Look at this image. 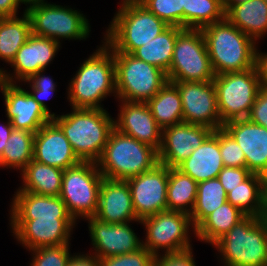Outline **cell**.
I'll return each mask as SVG.
<instances>
[{
  "instance_id": "41",
  "label": "cell",
  "mask_w": 267,
  "mask_h": 266,
  "mask_svg": "<svg viewBox=\"0 0 267 266\" xmlns=\"http://www.w3.org/2000/svg\"><path fill=\"white\" fill-rule=\"evenodd\" d=\"M100 266H154L155 256L142 247L138 251L99 259Z\"/></svg>"
},
{
  "instance_id": "33",
  "label": "cell",
  "mask_w": 267,
  "mask_h": 266,
  "mask_svg": "<svg viewBox=\"0 0 267 266\" xmlns=\"http://www.w3.org/2000/svg\"><path fill=\"white\" fill-rule=\"evenodd\" d=\"M198 183L178 168H169L167 210L191 214Z\"/></svg>"
},
{
  "instance_id": "34",
  "label": "cell",
  "mask_w": 267,
  "mask_h": 266,
  "mask_svg": "<svg viewBox=\"0 0 267 266\" xmlns=\"http://www.w3.org/2000/svg\"><path fill=\"white\" fill-rule=\"evenodd\" d=\"M225 202L227 193L218 178L198 182L196 202L190 214L194 229Z\"/></svg>"
},
{
  "instance_id": "32",
  "label": "cell",
  "mask_w": 267,
  "mask_h": 266,
  "mask_svg": "<svg viewBox=\"0 0 267 266\" xmlns=\"http://www.w3.org/2000/svg\"><path fill=\"white\" fill-rule=\"evenodd\" d=\"M31 34V21L25 11L22 17L0 18V59L10 65Z\"/></svg>"
},
{
  "instance_id": "1",
  "label": "cell",
  "mask_w": 267,
  "mask_h": 266,
  "mask_svg": "<svg viewBox=\"0 0 267 266\" xmlns=\"http://www.w3.org/2000/svg\"><path fill=\"white\" fill-rule=\"evenodd\" d=\"M81 64L68 84L71 108L103 109L101 102L116 93L113 51L104 43Z\"/></svg>"
},
{
  "instance_id": "24",
  "label": "cell",
  "mask_w": 267,
  "mask_h": 266,
  "mask_svg": "<svg viewBox=\"0 0 267 266\" xmlns=\"http://www.w3.org/2000/svg\"><path fill=\"white\" fill-rule=\"evenodd\" d=\"M10 219L72 218L60 196L15 191Z\"/></svg>"
},
{
  "instance_id": "43",
  "label": "cell",
  "mask_w": 267,
  "mask_h": 266,
  "mask_svg": "<svg viewBox=\"0 0 267 266\" xmlns=\"http://www.w3.org/2000/svg\"><path fill=\"white\" fill-rule=\"evenodd\" d=\"M193 250L180 253H161L155 256L154 266H196Z\"/></svg>"
},
{
  "instance_id": "3",
  "label": "cell",
  "mask_w": 267,
  "mask_h": 266,
  "mask_svg": "<svg viewBox=\"0 0 267 266\" xmlns=\"http://www.w3.org/2000/svg\"><path fill=\"white\" fill-rule=\"evenodd\" d=\"M70 113L52 120L61 128L81 161L97 162L114 127L106 109L71 108Z\"/></svg>"
},
{
  "instance_id": "10",
  "label": "cell",
  "mask_w": 267,
  "mask_h": 266,
  "mask_svg": "<svg viewBox=\"0 0 267 266\" xmlns=\"http://www.w3.org/2000/svg\"><path fill=\"white\" fill-rule=\"evenodd\" d=\"M217 105L221 122L248 117L261 88L258 66L249 70L215 75Z\"/></svg>"
},
{
  "instance_id": "21",
  "label": "cell",
  "mask_w": 267,
  "mask_h": 266,
  "mask_svg": "<svg viewBox=\"0 0 267 266\" xmlns=\"http://www.w3.org/2000/svg\"><path fill=\"white\" fill-rule=\"evenodd\" d=\"M119 101L120 112L114 120L115 129L158 151L162 143V128L156 123L147 103Z\"/></svg>"
},
{
  "instance_id": "51",
  "label": "cell",
  "mask_w": 267,
  "mask_h": 266,
  "mask_svg": "<svg viewBox=\"0 0 267 266\" xmlns=\"http://www.w3.org/2000/svg\"><path fill=\"white\" fill-rule=\"evenodd\" d=\"M263 218L267 222V188H266V194H265V212H264Z\"/></svg>"
},
{
  "instance_id": "29",
  "label": "cell",
  "mask_w": 267,
  "mask_h": 266,
  "mask_svg": "<svg viewBox=\"0 0 267 266\" xmlns=\"http://www.w3.org/2000/svg\"><path fill=\"white\" fill-rule=\"evenodd\" d=\"M246 214L228 201L207 216L196 228L195 236L201 242L213 245Z\"/></svg>"
},
{
  "instance_id": "46",
  "label": "cell",
  "mask_w": 267,
  "mask_h": 266,
  "mask_svg": "<svg viewBox=\"0 0 267 266\" xmlns=\"http://www.w3.org/2000/svg\"><path fill=\"white\" fill-rule=\"evenodd\" d=\"M22 0H0V18L15 17L18 15V9Z\"/></svg>"
},
{
  "instance_id": "39",
  "label": "cell",
  "mask_w": 267,
  "mask_h": 266,
  "mask_svg": "<svg viewBox=\"0 0 267 266\" xmlns=\"http://www.w3.org/2000/svg\"><path fill=\"white\" fill-rule=\"evenodd\" d=\"M44 71V69L40 70L38 73L31 76L27 81H24V83L26 82L27 85H30L29 87H31L32 91H28V93L51 117H54L56 114L54 112L51 113L49 107L44 101L46 97L49 98V96L55 92L57 83H55L51 77L44 75Z\"/></svg>"
},
{
  "instance_id": "25",
  "label": "cell",
  "mask_w": 267,
  "mask_h": 266,
  "mask_svg": "<svg viewBox=\"0 0 267 266\" xmlns=\"http://www.w3.org/2000/svg\"><path fill=\"white\" fill-rule=\"evenodd\" d=\"M177 168L197 183L217 178L224 168L219 148V129L214 130Z\"/></svg>"
},
{
  "instance_id": "50",
  "label": "cell",
  "mask_w": 267,
  "mask_h": 266,
  "mask_svg": "<svg viewBox=\"0 0 267 266\" xmlns=\"http://www.w3.org/2000/svg\"><path fill=\"white\" fill-rule=\"evenodd\" d=\"M6 83L5 77H4V69L0 68V90H2L3 85Z\"/></svg>"
},
{
  "instance_id": "45",
  "label": "cell",
  "mask_w": 267,
  "mask_h": 266,
  "mask_svg": "<svg viewBox=\"0 0 267 266\" xmlns=\"http://www.w3.org/2000/svg\"><path fill=\"white\" fill-rule=\"evenodd\" d=\"M67 266H100L99 258L92 253L72 255Z\"/></svg>"
},
{
  "instance_id": "37",
  "label": "cell",
  "mask_w": 267,
  "mask_h": 266,
  "mask_svg": "<svg viewBox=\"0 0 267 266\" xmlns=\"http://www.w3.org/2000/svg\"><path fill=\"white\" fill-rule=\"evenodd\" d=\"M140 3L169 26L183 28L182 0H142Z\"/></svg>"
},
{
  "instance_id": "11",
  "label": "cell",
  "mask_w": 267,
  "mask_h": 266,
  "mask_svg": "<svg viewBox=\"0 0 267 266\" xmlns=\"http://www.w3.org/2000/svg\"><path fill=\"white\" fill-rule=\"evenodd\" d=\"M168 82H209L215 74L200 29L183 28L177 35Z\"/></svg>"
},
{
  "instance_id": "31",
  "label": "cell",
  "mask_w": 267,
  "mask_h": 266,
  "mask_svg": "<svg viewBox=\"0 0 267 266\" xmlns=\"http://www.w3.org/2000/svg\"><path fill=\"white\" fill-rule=\"evenodd\" d=\"M182 29L178 26H169L151 41L137 48L132 55L157 66L167 74L171 66L177 35Z\"/></svg>"
},
{
  "instance_id": "52",
  "label": "cell",
  "mask_w": 267,
  "mask_h": 266,
  "mask_svg": "<svg viewBox=\"0 0 267 266\" xmlns=\"http://www.w3.org/2000/svg\"><path fill=\"white\" fill-rule=\"evenodd\" d=\"M141 1L142 0H121L120 5L125 3H140Z\"/></svg>"
},
{
  "instance_id": "18",
  "label": "cell",
  "mask_w": 267,
  "mask_h": 266,
  "mask_svg": "<svg viewBox=\"0 0 267 266\" xmlns=\"http://www.w3.org/2000/svg\"><path fill=\"white\" fill-rule=\"evenodd\" d=\"M60 45L53 39L31 34L10 64L14 68V74L4 70L5 81L17 84L27 81L40 70H45L55 58Z\"/></svg>"
},
{
  "instance_id": "53",
  "label": "cell",
  "mask_w": 267,
  "mask_h": 266,
  "mask_svg": "<svg viewBox=\"0 0 267 266\" xmlns=\"http://www.w3.org/2000/svg\"><path fill=\"white\" fill-rule=\"evenodd\" d=\"M38 1H45V0H22V2L27 5L29 3L38 2Z\"/></svg>"
},
{
  "instance_id": "19",
  "label": "cell",
  "mask_w": 267,
  "mask_h": 266,
  "mask_svg": "<svg viewBox=\"0 0 267 266\" xmlns=\"http://www.w3.org/2000/svg\"><path fill=\"white\" fill-rule=\"evenodd\" d=\"M222 128L238 143L245 154L246 168L267 179V128L249 119H235Z\"/></svg>"
},
{
  "instance_id": "35",
  "label": "cell",
  "mask_w": 267,
  "mask_h": 266,
  "mask_svg": "<svg viewBox=\"0 0 267 266\" xmlns=\"http://www.w3.org/2000/svg\"><path fill=\"white\" fill-rule=\"evenodd\" d=\"M183 28L201 29L225 18L220 0H182Z\"/></svg>"
},
{
  "instance_id": "6",
  "label": "cell",
  "mask_w": 267,
  "mask_h": 266,
  "mask_svg": "<svg viewBox=\"0 0 267 266\" xmlns=\"http://www.w3.org/2000/svg\"><path fill=\"white\" fill-rule=\"evenodd\" d=\"M212 246L224 266H267V222L246 215Z\"/></svg>"
},
{
  "instance_id": "7",
  "label": "cell",
  "mask_w": 267,
  "mask_h": 266,
  "mask_svg": "<svg viewBox=\"0 0 267 266\" xmlns=\"http://www.w3.org/2000/svg\"><path fill=\"white\" fill-rule=\"evenodd\" d=\"M25 12L31 21L32 34L60 40H83L90 35V23L86 16L68 6L38 1L26 5Z\"/></svg>"
},
{
  "instance_id": "2",
  "label": "cell",
  "mask_w": 267,
  "mask_h": 266,
  "mask_svg": "<svg viewBox=\"0 0 267 266\" xmlns=\"http://www.w3.org/2000/svg\"><path fill=\"white\" fill-rule=\"evenodd\" d=\"M200 30L215 75L249 70L257 65V43L226 18Z\"/></svg>"
},
{
  "instance_id": "26",
  "label": "cell",
  "mask_w": 267,
  "mask_h": 266,
  "mask_svg": "<svg viewBox=\"0 0 267 266\" xmlns=\"http://www.w3.org/2000/svg\"><path fill=\"white\" fill-rule=\"evenodd\" d=\"M225 18L255 42L267 34V0H248L231 6Z\"/></svg>"
},
{
  "instance_id": "47",
  "label": "cell",
  "mask_w": 267,
  "mask_h": 266,
  "mask_svg": "<svg viewBox=\"0 0 267 266\" xmlns=\"http://www.w3.org/2000/svg\"><path fill=\"white\" fill-rule=\"evenodd\" d=\"M257 66L261 76V87L267 90V52L261 53L258 50Z\"/></svg>"
},
{
  "instance_id": "4",
  "label": "cell",
  "mask_w": 267,
  "mask_h": 266,
  "mask_svg": "<svg viewBox=\"0 0 267 266\" xmlns=\"http://www.w3.org/2000/svg\"><path fill=\"white\" fill-rule=\"evenodd\" d=\"M118 9L102 41L113 52L132 54L169 27L141 3L121 4Z\"/></svg>"
},
{
  "instance_id": "9",
  "label": "cell",
  "mask_w": 267,
  "mask_h": 266,
  "mask_svg": "<svg viewBox=\"0 0 267 266\" xmlns=\"http://www.w3.org/2000/svg\"><path fill=\"white\" fill-rule=\"evenodd\" d=\"M102 179L96 162L81 161L64 170L59 196L75 222L95 216Z\"/></svg>"
},
{
  "instance_id": "49",
  "label": "cell",
  "mask_w": 267,
  "mask_h": 266,
  "mask_svg": "<svg viewBox=\"0 0 267 266\" xmlns=\"http://www.w3.org/2000/svg\"><path fill=\"white\" fill-rule=\"evenodd\" d=\"M246 1L248 0H223L222 4H223L224 11L226 12L231 6L244 3Z\"/></svg>"
},
{
  "instance_id": "22",
  "label": "cell",
  "mask_w": 267,
  "mask_h": 266,
  "mask_svg": "<svg viewBox=\"0 0 267 266\" xmlns=\"http://www.w3.org/2000/svg\"><path fill=\"white\" fill-rule=\"evenodd\" d=\"M33 160L62 170L81 162L64 132L53 120L35 133Z\"/></svg>"
},
{
  "instance_id": "5",
  "label": "cell",
  "mask_w": 267,
  "mask_h": 266,
  "mask_svg": "<svg viewBox=\"0 0 267 266\" xmlns=\"http://www.w3.org/2000/svg\"><path fill=\"white\" fill-rule=\"evenodd\" d=\"M96 163L104 178L127 180L158 164V151L114 128Z\"/></svg>"
},
{
  "instance_id": "36",
  "label": "cell",
  "mask_w": 267,
  "mask_h": 266,
  "mask_svg": "<svg viewBox=\"0 0 267 266\" xmlns=\"http://www.w3.org/2000/svg\"><path fill=\"white\" fill-rule=\"evenodd\" d=\"M35 133L25 129H13L2 153V167L20 172L33 160Z\"/></svg>"
},
{
  "instance_id": "12",
  "label": "cell",
  "mask_w": 267,
  "mask_h": 266,
  "mask_svg": "<svg viewBox=\"0 0 267 266\" xmlns=\"http://www.w3.org/2000/svg\"><path fill=\"white\" fill-rule=\"evenodd\" d=\"M146 230L145 242L142 247L154 256L160 249L165 254L180 253L192 249L189 228L195 232L190 215L171 210L161 211L155 215L140 220ZM165 250V251H164Z\"/></svg>"
},
{
  "instance_id": "8",
  "label": "cell",
  "mask_w": 267,
  "mask_h": 266,
  "mask_svg": "<svg viewBox=\"0 0 267 266\" xmlns=\"http://www.w3.org/2000/svg\"><path fill=\"white\" fill-rule=\"evenodd\" d=\"M117 100L146 103L168 81L166 73L134 55L113 52Z\"/></svg>"
},
{
  "instance_id": "13",
  "label": "cell",
  "mask_w": 267,
  "mask_h": 266,
  "mask_svg": "<svg viewBox=\"0 0 267 266\" xmlns=\"http://www.w3.org/2000/svg\"><path fill=\"white\" fill-rule=\"evenodd\" d=\"M178 89L183 108V122L203 125L212 130L220 129L221 122L216 88L213 81L172 82Z\"/></svg>"
},
{
  "instance_id": "42",
  "label": "cell",
  "mask_w": 267,
  "mask_h": 266,
  "mask_svg": "<svg viewBox=\"0 0 267 266\" xmlns=\"http://www.w3.org/2000/svg\"><path fill=\"white\" fill-rule=\"evenodd\" d=\"M252 173L246 167H225L218 174V179L226 193L236 188Z\"/></svg>"
},
{
  "instance_id": "23",
  "label": "cell",
  "mask_w": 267,
  "mask_h": 266,
  "mask_svg": "<svg viewBox=\"0 0 267 266\" xmlns=\"http://www.w3.org/2000/svg\"><path fill=\"white\" fill-rule=\"evenodd\" d=\"M95 218L109 223L140 222L126 180L102 179Z\"/></svg>"
},
{
  "instance_id": "27",
  "label": "cell",
  "mask_w": 267,
  "mask_h": 266,
  "mask_svg": "<svg viewBox=\"0 0 267 266\" xmlns=\"http://www.w3.org/2000/svg\"><path fill=\"white\" fill-rule=\"evenodd\" d=\"M267 179L252 173L245 181L227 193V201L244 214L263 217Z\"/></svg>"
},
{
  "instance_id": "20",
  "label": "cell",
  "mask_w": 267,
  "mask_h": 266,
  "mask_svg": "<svg viewBox=\"0 0 267 266\" xmlns=\"http://www.w3.org/2000/svg\"><path fill=\"white\" fill-rule=\"evenodd\" d=\"M7 119L14 129H25L36 133L52 117L28 93L17 84L5 83L2 90Z\"/></svg>"
},
{
  "instance_id": "48",
  "label": "cell",
  "mask_w": 267,
  "mask_h": 266,
  "mask_svg": "<svg viewBox=\"0 0 267 266\" xmlns=\"http://www.w3.org/2000/svg\"><path fill=\"white\" fill-rule=\"evenodd\" d=\"M13 126L11 122L7 120V122L0 124V145L1 152L3 153L5 146H7V141L13 131Z\"/></svg>"
},
{
  "instance_id": "40",
  "label": "cell",
  "mask_w": 267,
  "mask_h": 266,
  "mask_svg": "<svg viewBox=\"0 0 267 266\" xmlns=\"http://www.w3.org/2000/svg\"><path fill=\"white\" fill-rule=\"evenodd\" d=\"M219 148L225 167H246L244 152L223 128L219 129Z\"/></svg>"
},
{
  "instance_id": "15",
  "label": "cell",
  "mask_w": 267,
  "mask_h": 266,
  "mask_svg": "<svg viewBox=\"0 0 267 266\" xmlns=\"http://www.w3.org/2000/svg\"><path fill=\"white\" fill-rule=\"evenodd\" d=\"M11 232L26 249L70 244L73 218L10 219ZM72 232V233H71Z\"/></svg>"
},
{
  "instance_id": "44",
  "label": "cell",
  "mask_w": 267,
  "mask_h": 266,
  "mask_svg": "<svg viewBox=\"0 0 267 266\" xmlns=\"http://www.w3.org/2000/svg\"><path fill=\"white\" fill-rule=\"evenodd\" d=\"M247 119L267 128V90L263 87L259 89Z\"/></svg>"
},
{
  "instance_id": "16",
  "label": "cell",
  "mask_w": 267,
  "mask_h": 266,
  "mask_svg": "<svg viewBox=\"0 0 267 266\" xmlns=\"http://www.w3.org/2000/svg\"><path fill=\"white\" fill-rule=\"evenodd\" d=\"M213 131L203 125L185 122L162 129L158 162L169 168H177Z\"/></svg>"
},
{
  "instance_id": "28",
  "label": "cell",
  "mask_w": 267,
  "mask_h": 266,
  "mask_svg": "<svg viewBox=\"0 0 267 266\" xmlns=\"http://www.w3.org/2000/svg\"><path fill=\"white\" fill-rule=\"evenodd\" d=\"M64 170L32 160L22 171V186L27 191L45 196H59Z\"/></svg>"
},
{
  "instance_id": "30",
  "label": "cell",
  "mask_w": 267,
  "mask_h": 266,
  "mask_svg": "<svg viewBox=\"0 0 267 266\" xmlns=\"http://www.w3.org/2000/svg\"><path fill=\"white\" fill-rule=\"evenodd\" d=\"M146 103L162 129L183 122L181 96L172 82L167 81Z\"/></svg>"
},
{
  "instance_id": "17",
  "label": "cell",
  "mask_w": 267,
  "mask_h": 266,
  "mask_svg": "<svg viewBox=\"0 0 267 266\" xmlns=\"http://www.w3.org/2000/svg\"><path fill=\"white\" fill-rule=\"evenodd\" d=\"M88 220L92 248L99 259L126 253L142 248V241L132 230L130 222L109 224L95 217Z\"/></svg>"
},
{
  "instance_id": "38",
  "label": "cell",
  "mask_w": 267,
  "mask_h": 266,
  "mask_svg": "<svg viewBox=\"0 0 267 266\" xmlns=\"http://www.w3.org/2000/svg\"><path fill=\"white\" fill-rule=\"evenodd\" d=\"M69 247V244H63L29 250L33 254L30 266H67L72 256Z\"/></svg>"
},
{
  "instance_id": "54",
  "label": "cell",
  "mask_w": 267,
  "mask_h": 266,
  "mask_svg": "<svg viewBox=\"0 0 267 266\" xmlns=\"http://www.w3.org/2000/svg\"><path fill=\"white\" fill-rule=\"evenodd\" d=\"M0 168H2V152H1V145H0Z\"/></svg>"
},
{
  "instance_id": "14",
  "label": "cell",
  "mask_w": 267,
  "mask_h": 266,
  "mask_svg": "<svg viewBox=\"0 0 267 266\" xmlns=\"http://www.w3.org/2000/svg\"><path fill=\"white\" fill-rule=\"evenodd\" d=\"M168 178L169 167L158 163L151 170L126 180L139 220L167 210Z\"/></svg>"
}]
</instances>
